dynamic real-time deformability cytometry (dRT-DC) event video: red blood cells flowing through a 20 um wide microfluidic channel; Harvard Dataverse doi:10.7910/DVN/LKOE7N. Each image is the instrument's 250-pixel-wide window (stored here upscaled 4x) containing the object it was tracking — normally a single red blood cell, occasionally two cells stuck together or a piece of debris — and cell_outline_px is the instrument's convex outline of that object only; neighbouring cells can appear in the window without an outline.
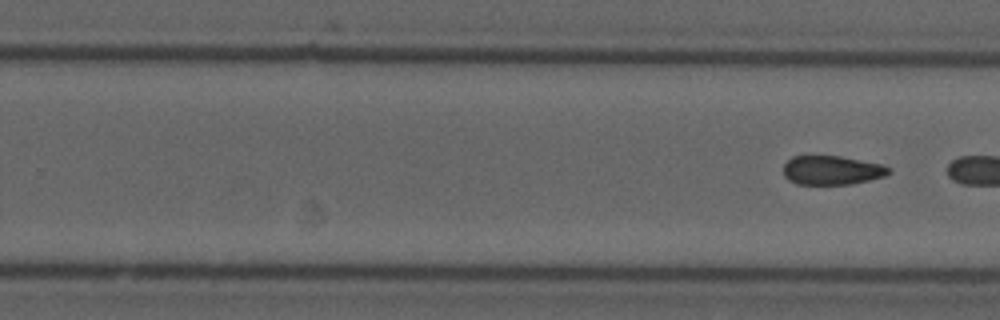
{"species": "common noctule bat (a hibernating species)", "species_latin": "Nyctalus noctula", "temperature_condition": "cold", "stored_images_in_passage": 11, "segment_of_instrument_passage": [2, 2], "camera_frame_rate_fps": 3000, "um_per_image_px": 0.085, "animal": {"sex": "male", "forearm_length_mm": 52.5}, "frame": {"image": 1, "passage_image": 11, "time_ms": 13.333, "image_size_px": [1000, 320], "cell_outline_px": [[892, 172], [884, 176], [852, 184], [796, 184], [788, 180], [784, 176], [784, 164], [792, 156], [840, 156], [884, 164], [892, 168]], "centroid_in_image_um": [70.74, 14.47], "position_along_channel_um": 259.1, "area_um2": 17.98}}